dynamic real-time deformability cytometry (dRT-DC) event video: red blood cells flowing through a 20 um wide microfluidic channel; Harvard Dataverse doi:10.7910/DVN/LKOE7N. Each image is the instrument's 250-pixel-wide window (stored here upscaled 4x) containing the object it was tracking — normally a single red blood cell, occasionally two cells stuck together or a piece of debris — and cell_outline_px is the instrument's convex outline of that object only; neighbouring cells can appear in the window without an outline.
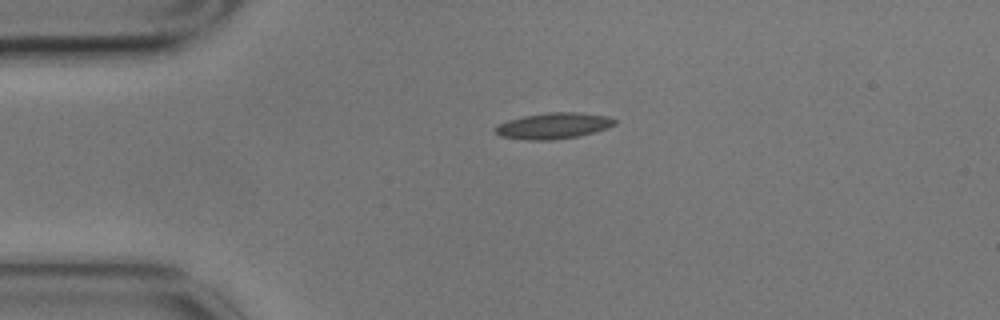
{"species": "common noctule bat (a hibernating species)", "species_latin": "Nyctalus noctula", "temperature_condition": "cold", "stored_images_in_passage": 2, "camera_frame_rate_fps": 3000, "um_per_image_px": 0.085, "animal": {"sex": "male", "body_mass_g": 17.9}, "frame": {"image": 1, "passage_image": 1, "time_ms": 0.0, "image_size_px": [1000, 320], "cell_outline_px": [[616, 124], [608, 128], [580, 136], [552, 140], [524, 140], [500, 136], [492, 128], [508, 120], [524, 116], [548, 112], [576, 112], [608, 116], [616, 120]], "centroid_in_image_um": [47.05, 10.7], "position_along_channel_um": 38.0, "area_um2": 18.21}}